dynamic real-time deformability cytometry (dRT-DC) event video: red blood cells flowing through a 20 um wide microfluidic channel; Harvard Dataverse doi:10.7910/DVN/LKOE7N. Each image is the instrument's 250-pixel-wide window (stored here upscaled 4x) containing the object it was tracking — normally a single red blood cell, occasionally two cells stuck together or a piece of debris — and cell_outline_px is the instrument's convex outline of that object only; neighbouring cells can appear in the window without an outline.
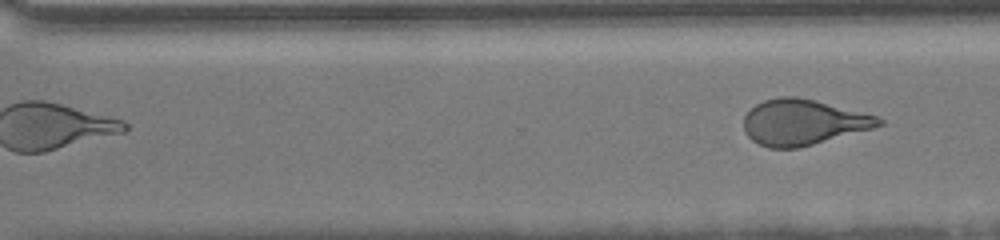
{"species": "human", "species_latin": "Homo sapiens", "temperature_condition": "room temperature", "stored_images_in_passage": 24, "segment_of_instrument_passage": [2, 2], "camera_frame_rate_fps": 3000, "um_per_image_px": 0.085, "donor": {"sex": "female"}, "frame": {"image": 1, "passage_image": 24, "time_ms": 8.333, "image_size_px": [1000, 240], "cell_outline_px": [[884, 124], [872, 128], [812, 144], [796, 148], [768, 148], [752, 140], [744, 132], [744, 116], [756, 104], [764, 100], [780, 96], [796, 96], [816, 100], [876, 116], [884, 120]], "centroid_in_image_um": [68.22, 10.38], "position_along_channel_um": 302.4, "area_um2": 35.55}}